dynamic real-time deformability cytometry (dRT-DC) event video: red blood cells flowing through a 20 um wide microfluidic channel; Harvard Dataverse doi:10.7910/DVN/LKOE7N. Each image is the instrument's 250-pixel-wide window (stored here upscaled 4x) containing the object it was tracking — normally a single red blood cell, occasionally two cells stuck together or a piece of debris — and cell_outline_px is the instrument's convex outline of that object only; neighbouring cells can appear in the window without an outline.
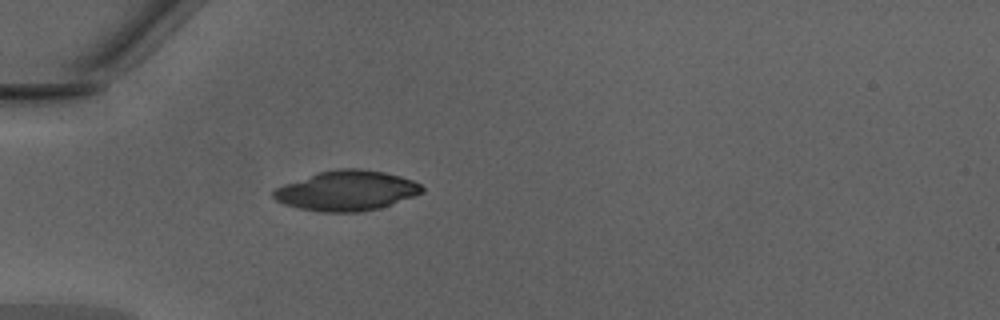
{"species": "Egyptian fruit bat (a non-hibernating species)", "species_latin": "Rousettus aegyptiacus", "temperature_condition": "warm", "stored_images_in_passage": 28, "camera_frame_rate_fps": 3000, "um_per_image_px": 0.085, "animal": {"sex": "male"}, "frame": {"image": 1, "passage_image": 1, "time_ms": 0.0, "image_size_px": [1000, 320], "cell_outline_px": [[424, 192], [392, 204], [380, 208], [360, 212], [320, 212], [300, 208], [284, 204], [276, 200], [272, 196], [272, 192], [276, 188], [284, 184], [320, 172], [340, 168], [360, 168], [384, 172], [400, 176], [412, 180], [420, 184], [424, 188]], "centroid_in_image_um": [29.48, 16.21], "position_along_channel_um": 55.5, "area_um2": 34.51}}
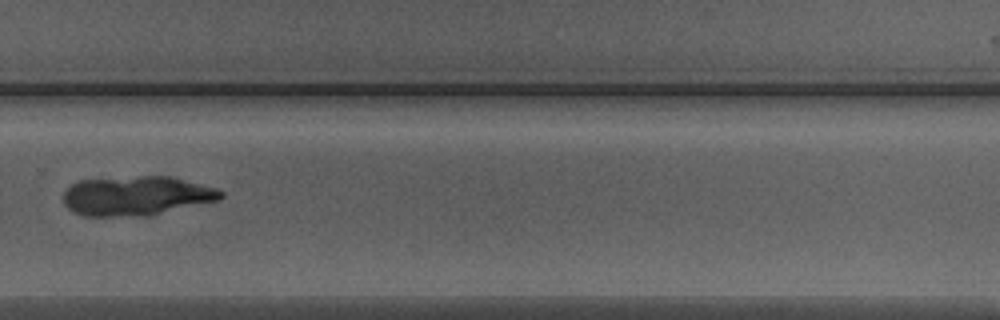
{"frame": {"image": 2, "passage_image": 20, "time_ms": 6.333, "image_size_px": [1000, 320], "cell_outline_px": [[224, 196], [216, 200], [148, 216], [84, 216], [72, 212], [64, 204], [64, 192], [72, 184], [80, 180], [140, 176], [168, 176], [216, 188], [224, 192]], "centroid_in_image_um": [11.55, 16.65], "position_along_channel_um": 318.2, "area_um2": 35.84}}
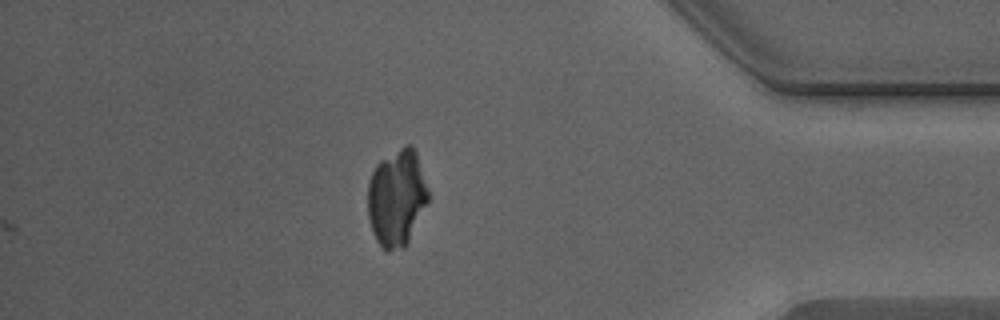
{"frame": {"image": 3, "passage_image": 28, "time_ms": 9.0, "image_size_px": [1000, 320], "cell_outline_px": [[428, 200], [404, 248], [384, 248], [376, 240], [372, 232], [368, 216], [368, 184], [372, 172], [376, 164], [380, 160], [404, 144], [412, 144], [416, 152], [428, 188]], "centroid_in_image_um": [33.7, 16.74], "position_along_channel_um": 401.5, "area_um2": 33.7}}